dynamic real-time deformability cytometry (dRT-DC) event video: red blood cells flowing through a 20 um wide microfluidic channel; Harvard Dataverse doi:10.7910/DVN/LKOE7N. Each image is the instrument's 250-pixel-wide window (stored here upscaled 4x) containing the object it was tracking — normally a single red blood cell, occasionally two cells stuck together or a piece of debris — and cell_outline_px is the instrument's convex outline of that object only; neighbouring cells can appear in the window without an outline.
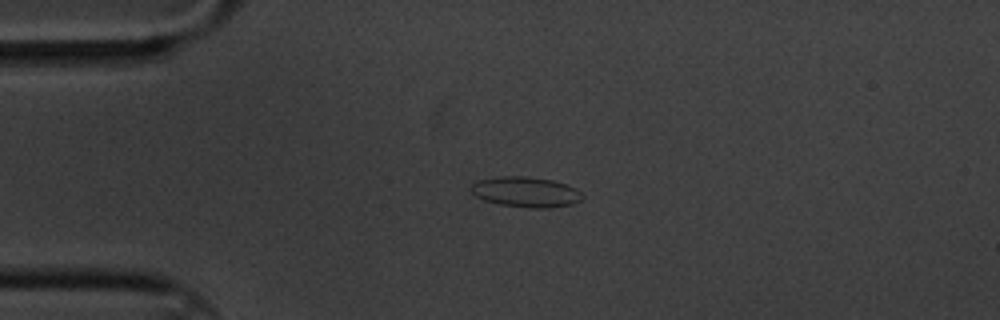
{"species": "common noctule bat (a hibernating species)", "species_latin": "Nyctalus noctula", "temperature_condition": "cold", "stored_images_in_passage": 2, "camera_frame_rate_fps": 3000, "um_per_image_px": 0.085, "animal": {"sex": "male", "body_mass_g": 20.1, "forearm_length_mm": 53.5}, "frame": {"image": 1, "passage_image": 1, "time_ms": 0.0, "image_size_px": [1000, 320], "cell_outline_px": [[584, 196], [580, 200], [572, 204], [548, 208], [532, 208], [500, 204], [484, 200], [476, 196], [468, 188], [476, 180], [500, 176], [524, 176], [552, 180], [576, 188]], "centroid_in_image_um": [44.66, 16.31], "position_along_channel_um": 40.3, "area_um2": 19.65}}